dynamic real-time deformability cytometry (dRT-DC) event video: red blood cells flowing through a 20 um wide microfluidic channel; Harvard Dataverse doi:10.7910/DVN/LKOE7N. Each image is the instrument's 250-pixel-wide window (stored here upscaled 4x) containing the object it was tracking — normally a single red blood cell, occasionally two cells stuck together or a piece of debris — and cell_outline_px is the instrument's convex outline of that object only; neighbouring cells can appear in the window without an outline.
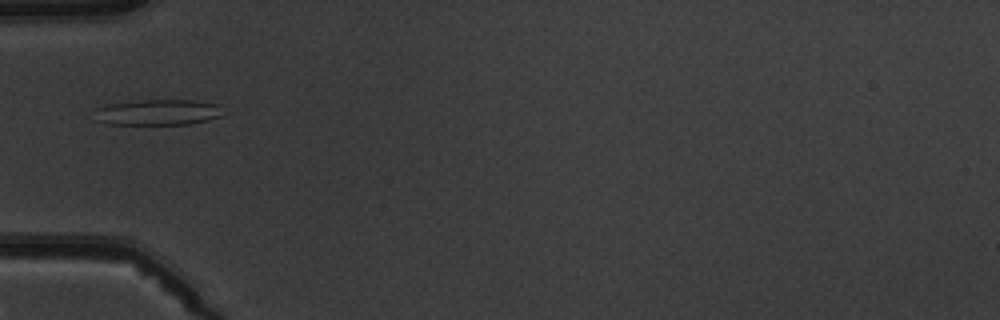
{"species": "common noctule bat (a hibernating species)", "species_latin": "Nyctalus noctula", "temperature_condition": "warm", "stored_images_in_passage": 6, "camera_frame_rate_fps": 3000, "um_per_image_px": 0.085, "animal": {"sex": "male", "body_mass_g": 19.5, "forearm_length_mm": 54.6}, "frame": {"image": 1, "passage_image": 6, "time_ms": 5.667, "image_size_px": [1000, 320], "cell_outline_px": [[220, 116], [208, 120], [192, 124], [108, 124], [100, 120], [96, 108], [108, 104], [140, 100], [196, 100], [216, 104]], "centroid_in_image_um": [13.43, 9.54], "position_along_channel_um": 71.6, "area_um2": 18.79}}